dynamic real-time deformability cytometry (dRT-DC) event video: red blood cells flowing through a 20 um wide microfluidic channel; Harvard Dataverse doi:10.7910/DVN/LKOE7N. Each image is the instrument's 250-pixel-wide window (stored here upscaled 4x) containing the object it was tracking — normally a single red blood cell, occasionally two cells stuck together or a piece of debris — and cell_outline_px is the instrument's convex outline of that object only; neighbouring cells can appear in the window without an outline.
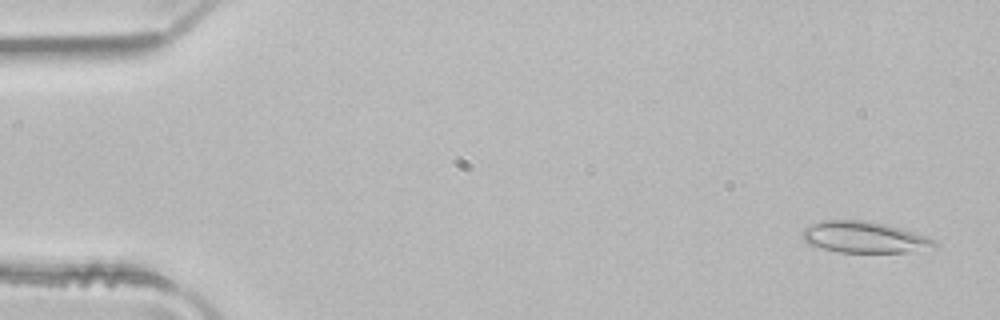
{"species": "common noctule bat (a hibernating species)", "species_latin": "Nyctalus noctula", "temperature_condition": "room temperature", "stored_images_in_passage": 4, "camera_frame_rate_fps": 3000, "um_per_image_px": 0.085, "animal": {"sex": "male", "body_mass_g": 21.5, "forearm_length_mm": 52.0}, "frame": {"image": 1, "passage_image": 1, "time_ms": 0.0, "image_size_px": [1000, 320], "cell_outline_px": [[936, 244], [912, 252], [840, 252], [808, 244], [804, 240], [800, 232], [804, 228], [820, 220], [864, 220], [888, 224], [924, 236], [932, 240]], "centroid_in_image_um": [73.36, 20.14], "position_along_channel_um": 11.6, "area_um2": 23.7}}
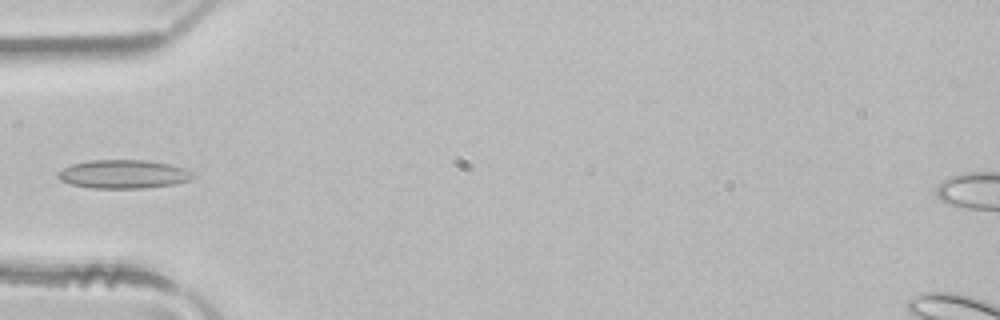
{"frame": {"image": 2, "passage_image": 4, "time_ms": 1.0, "image_size_px": [1000, 320], "cell_outline_px": [[196, 176], [188, 180], [172, 184], [144, 188], [92, 188], [72, 184], [60, 180], [56, 176], [56, 172], [72, 164], [92, 160], [144, 160], [172, 164], [184, 168], [192, 172]], "centroid_in_image_um": [10.48, 14.8], "position_along_channel_um": 74.5, "area_um2": 22.43}}